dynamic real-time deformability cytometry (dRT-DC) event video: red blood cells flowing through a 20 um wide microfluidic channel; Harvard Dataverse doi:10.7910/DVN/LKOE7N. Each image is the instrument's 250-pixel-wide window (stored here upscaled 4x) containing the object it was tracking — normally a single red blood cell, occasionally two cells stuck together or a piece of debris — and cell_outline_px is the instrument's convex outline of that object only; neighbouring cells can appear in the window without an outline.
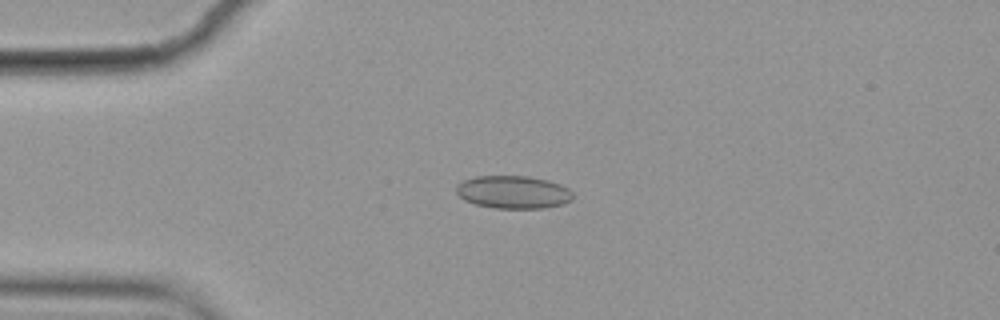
{"species": "common noctule bat (a hibernating species)", "species_latin": "Nyctalus noctula", "temperature_condition": "cold", "stored_images_in_passage": 3, "camera_frame_rate_fps": 3000, "um_per_image_px": 0.085, "animal": {"sex": "female", "body_mass_g": 19.9}, "frame": {"image": 1, "passage_image": 3, "time_ms": 0.667, "image_size_px": [1000, 320], "cell_outline_px": [[572, 200], [564, 204], [544, 208], [496, 208], [476, 204], [464, 200], [456, 192], [456, 184], [464, 180], [476, 176], [528, 176], [548, 180], [560, 184], [568, 188], [572, 192]], "centroid_in_image_um": [43.63, 16.33], "position_along_channel_um": 41.4, "area_um2": 22.37}}